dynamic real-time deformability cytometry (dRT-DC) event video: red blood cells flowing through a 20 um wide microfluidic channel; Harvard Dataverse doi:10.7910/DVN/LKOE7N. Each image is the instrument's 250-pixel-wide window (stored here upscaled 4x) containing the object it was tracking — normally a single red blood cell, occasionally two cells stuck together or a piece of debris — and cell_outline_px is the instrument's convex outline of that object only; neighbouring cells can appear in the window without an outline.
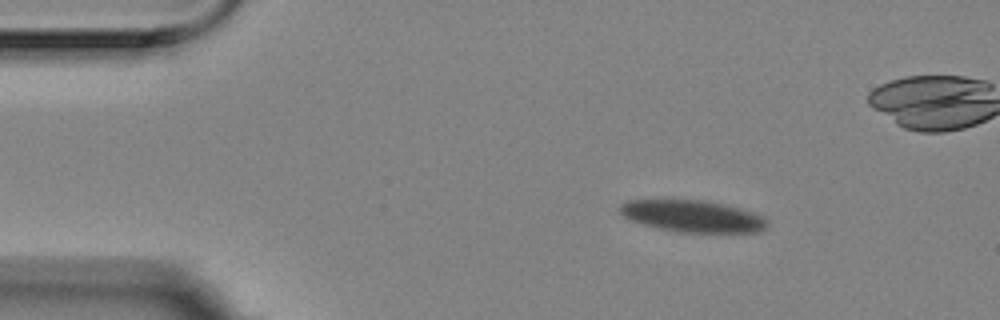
{"species": "Egyptian fruit bat (a non-hibernating species)", "species_latin": "Rousettus aegyptiacus", "temperature_condition": "room temperature", "stored_images_in_passage": 45, "camera_frame_rate_fps": 3000, "um_per_image_px": 0.085, "animal": {"sex": "female"}, "frame": {"image": 1, "passage_image": 1, "time_ms": 0.0, "image_size_px": [1000, 320], "cell_outline_px": [[768, 224], [760, 232], [680, 232], [660, 228], [628, 220], [620, 212], [620, 204], [628, 200], [700, 200], [724, 204], [740, 208], [764, 216], [768, 220]], "centroid_in_image_um": [58.89, 18.37], "position_along_channel_um": 26.1, "area_um2": 27.17}}
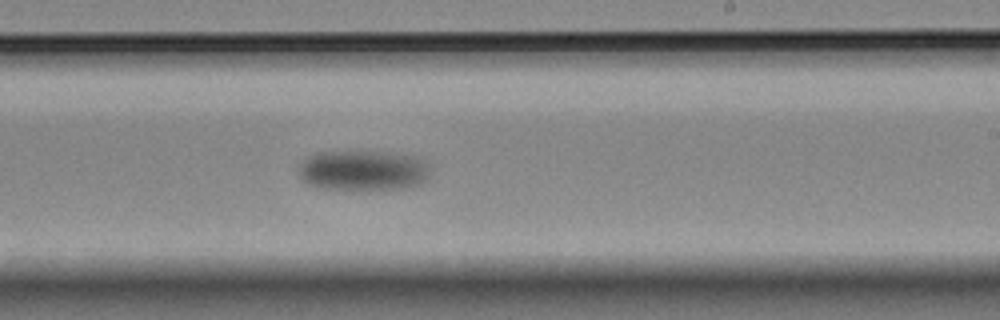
{"frame": {"image": 2, "passage_image": 28, "time_ms": 9.0, "image_size_px": [1000, 320], "cell_outline_px": [[432, 164], [428, 180], [420, 184], [408, 188], [352, 192], [324, 188], [308, 184], [300, 176], [300, 164], [308, 156], [316, 152], [384, 152], [420, 156]], "centroid_in_image_um": [30.97, 14.52], "position_along_channel_um": 258.0, "area_um2": 32.08}}
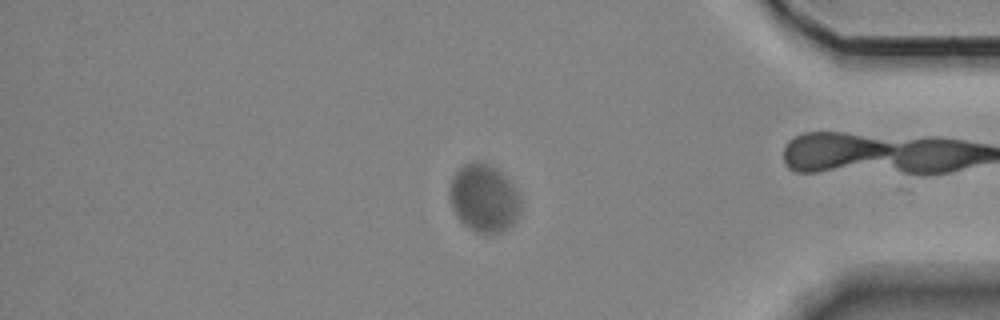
{"frame": {"image": 3, "passage_image": 43, "time_ms": 14.0, "image_size_px": [1000, 320], "cell_outline_px": [[520, 212], [516, 220], [512, 224], [500, 232], [472, 232], [456, 216], [452, 208], [448, 196], [448, 188], [452, 176], [464, 164], [488, 164], [496, 168], [516, 188], [520, 196]], "centroid_in_image_um": [41.11, 16.87], "position_along_channel_um": 394.1, "area_um2": 27.92}}